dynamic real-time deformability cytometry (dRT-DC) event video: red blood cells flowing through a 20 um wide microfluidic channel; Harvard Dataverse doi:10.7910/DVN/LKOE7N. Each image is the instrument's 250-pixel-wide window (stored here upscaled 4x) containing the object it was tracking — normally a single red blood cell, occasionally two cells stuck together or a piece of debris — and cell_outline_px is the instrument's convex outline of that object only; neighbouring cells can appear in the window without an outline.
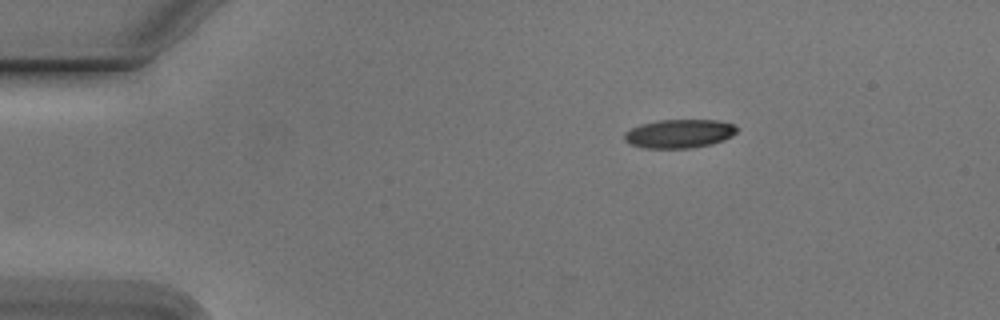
{"species": "Egyptian fruit bat (a non-hibernating species)", "species_latin": "Rousettus aegyptiacus", "temperature_condition": "cold", "stored_images_in_passage": 40, "camera_frame_rate_fps": 3000, "um_per_image_px": 0.085, "animal": {"sex": "male"}, "frame": {"image": 1, "passage_image": 1, "time_ms": 0.0, "image_size_px": [1000, 320], "cell_outline_px": [[736, 132], [732, 136], [724, 140], [712, 144], [692, 148], [644, 148], [628, 144], [624, 140], [624, 132], [640, 124], [660, 120], [716, 120], [732, 124], [736, 128]], "centroid_in_image_um": [57.7, 11.37], "position_along_channel_um": 27.3, "area_um2": 18.84}}
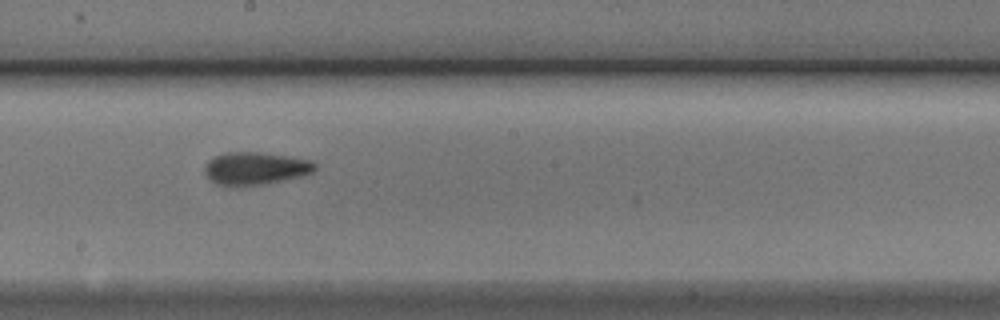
{"frame": {"image": 2, "passage_image": 22, "time_ms": 7.0, "image_size_px": [1000, 320], "cell_outline_px": [[316, 168], [312, 172], [304, 176], [264, 184], [240, 188], [236, 188], [216, 184], [204, 172], [204, 168], [208, 160], [216, 156], [228, 152], [260, 152], [288, 156], [308, 160], [316, 164]], "centroid_in_image_um": [21.69, 14.34], "position_along_channel_um": 226.5, "area_um2": 21.27}}
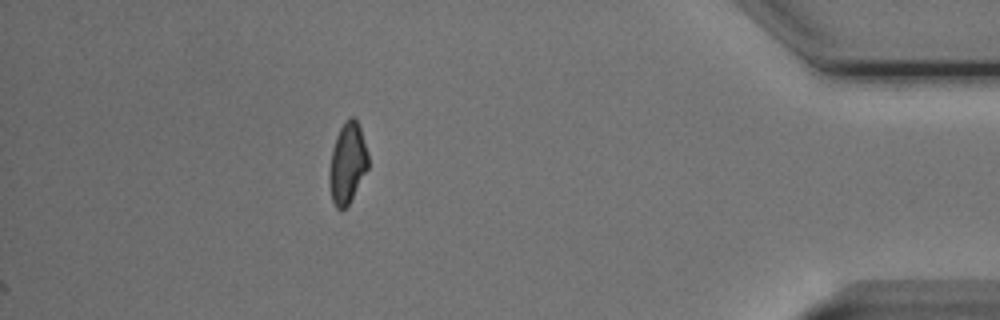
{"frame": {"image": 3, "passage_image": 40, "time_ms": 13.0, "image_size_px": [1000, 320], "cell_outline_px": [[368, 168], [348, 204], [344, 208], [336, 208], [332, 200], [328, 180], [328, 172], [332, 148], [336, 136], [340, 128], [348, 116], [356, 116], [368, 152]], "centroid_in_image_um": [29.52, 13.82], "position_along_channel_um": 405.7, "area_um2": 18.32}, "authors_computed_cell_mechanics": {"area_um2": 19.7098, "velocity_mm_per_s": 3.7809, "shape_relaxation_time_tau1_ms": 3.3396, "shape_relaxation_time_tau2_ms": 2.3124, "deformation_change_tau1": 0.1183, "deformation_change_tau2": 0.0886}}